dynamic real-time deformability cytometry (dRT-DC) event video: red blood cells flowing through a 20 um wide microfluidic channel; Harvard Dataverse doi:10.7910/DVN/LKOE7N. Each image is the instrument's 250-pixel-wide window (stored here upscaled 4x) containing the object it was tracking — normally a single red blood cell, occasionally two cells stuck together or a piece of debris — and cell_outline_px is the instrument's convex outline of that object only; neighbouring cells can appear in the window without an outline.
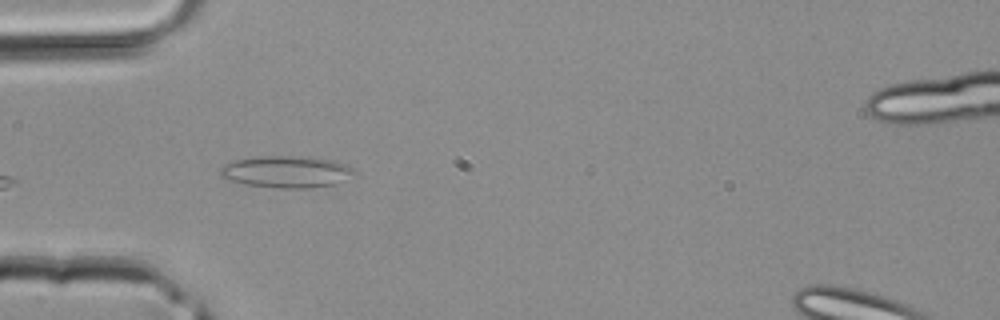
{"species": "common noctule bat (a hibernating species)", "species_latin": "Nyctalus noctula", "temperature_condition": "room temperature", "stored_images_in_passage": 17, "camera_frame_rate_fps": 3000, "um_per_image_px": 0.085, "animal": {"sex": "male", "body_mass_g": 20.4}, "frame": {"image": 1, "passage_image": 1, "time_ms": 0.0, "image_size_px": [1000, 320], "cell_outline_px": [[356, 172], [336, 184], [312, 188], [280, 188], [244, 184], [224, 180], [220, 176], [220, 168], [224, 164], [236, 160], [256, 156], [312, 156], [332, 160], [344, 164], [352, 168]], "centroid_in_image_um": [24.3, 14.6], "position_along_channel_um": 60.7, "area_um2": 25.09}}